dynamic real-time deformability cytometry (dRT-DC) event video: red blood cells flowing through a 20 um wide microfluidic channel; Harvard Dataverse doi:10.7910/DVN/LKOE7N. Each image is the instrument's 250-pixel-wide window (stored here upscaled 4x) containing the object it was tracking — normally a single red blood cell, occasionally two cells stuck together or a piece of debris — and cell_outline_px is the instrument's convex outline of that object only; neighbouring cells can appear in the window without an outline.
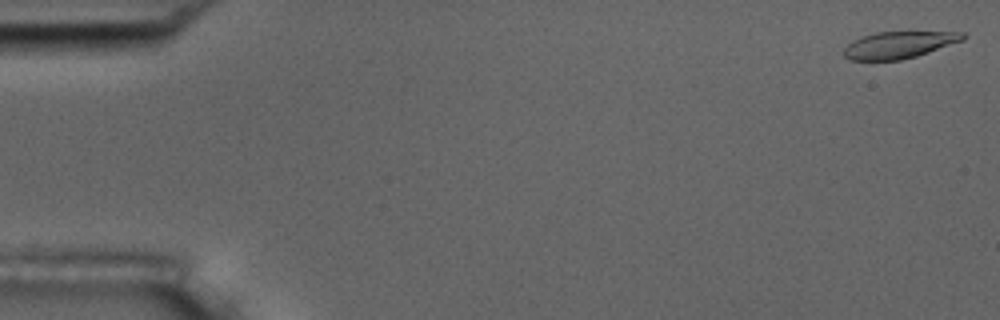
{"species": "common noctule bat (a hibernating species)", "species_latin": "Nyctalus noctula", "temperature_condition": "room temperature", "stored_images_in_passage": 9, "camera_frame_rate_fps": 3000, "um_per_image_px": 0.085, "animal": {"sex": "male", "body_mass_g": 17.5, "forearm_length_mm": 52.3}, "frame": {"image": 1, "passage_image": 1, "time_ms": 0.0, "image_size_px": [1000, 320], "cell_outline_px": [[968, 36], [964, 40], [916, 56], [900, 60], [848, 60], [844, 56], [844, 48], [852, 40], [876, 32], [964, 32]], "centroid_in_image_um": [76.41, 3.81], "position_along_channel_um": 8.6, "area_um2": 18.55}}
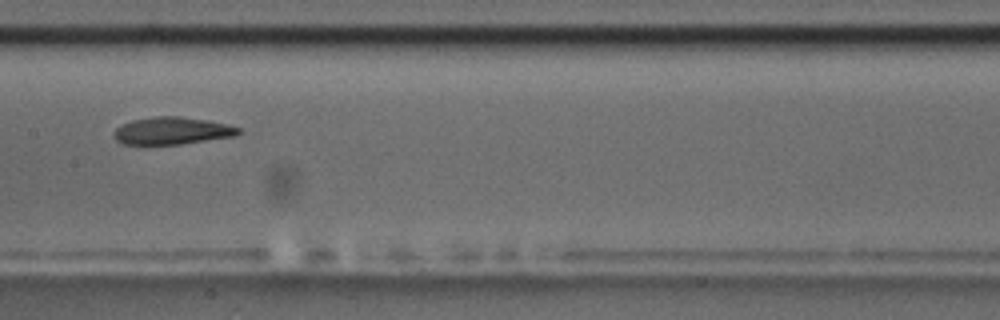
{"frame": {"image": 2, "passage_image": 8, "time_ms": 9.0, "image_size_px": [1000, 320], "cell_outline_px": [[240, 132], [236, 136], [180, 144], [124, 144], [116, 140], [112, 136], [112, 132], [120, 124], [132, 120], [152, 116], [180, 116], [228, 124], [240, 128]], "centroid_in_image_um": [14.58, 11.11], "position_along_channel_um": 192.8, "area_um2": 19.94}}
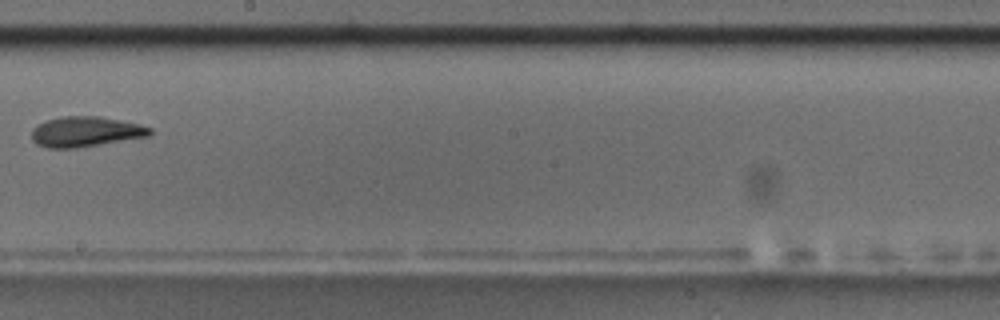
{"frame": {"image": 3, "passage_image": 9, "time_ms": 10.333, "image_size_px": [1000, 320], "cell_outline_px": [[152, 132], [148, 136], [76, 148], [48, 148], [36, 144], [32, 140], [32, 128], [36, 124], [44, 120], [64, 116], [100, 116], [140, 124], [152, 128]], "centroid_in_image_um": [7.23, 11.18], "position_along_channel_um": 241.0, "area_um2": 20.92}}